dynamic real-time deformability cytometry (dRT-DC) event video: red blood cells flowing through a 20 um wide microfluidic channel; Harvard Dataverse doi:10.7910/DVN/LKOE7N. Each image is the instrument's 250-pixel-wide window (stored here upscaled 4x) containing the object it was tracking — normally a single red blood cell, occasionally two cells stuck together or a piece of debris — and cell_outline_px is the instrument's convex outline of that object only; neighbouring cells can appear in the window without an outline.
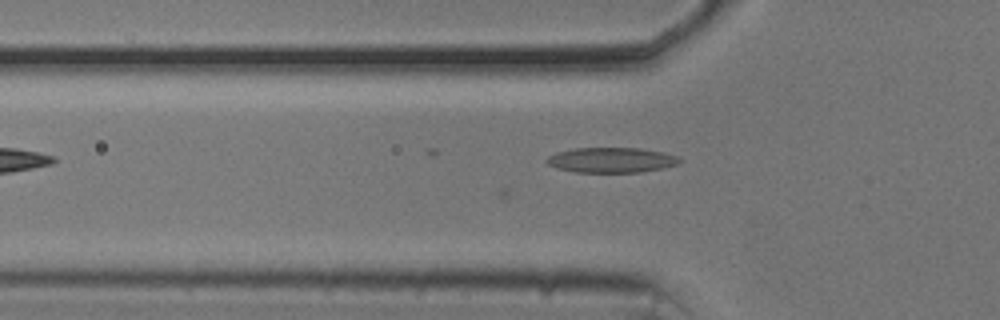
{"species": "common noctule bat (a hibernating species)", "species_latin": "Nyctalus noctula", "temperature_condition": "cold", "stored_images_in_passage": 20, "camera_frame_rate_fps": 3000, "um_per_image_px": 0.085, "animal": {"sex": "male", "body_mass_g": 20.5, "forearm_length_mm": 52.5}, "frame": {"image": 1, "passage_image": 3, "time_ms": 0.667, "image_size_px": [1000, 320], "cell_outline_px": [[680, 160], [676, 164], [660, 168], [640, 172], [576, 172], [556, 168], [548, 164], [544, 160], [548, 156], [556, 152], [576, 148], [640, 148], [664, 152], [676, 156]], "centroid_in_image_um": [51.9, 13.6], "position_along_channel_um": 73.9, "area_um2": 19.31}}
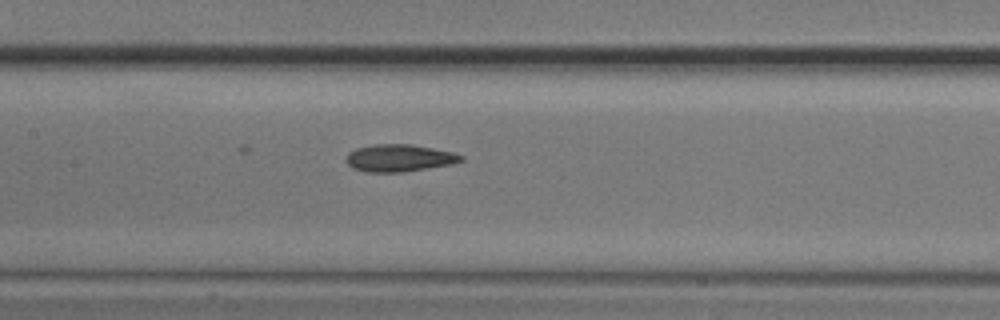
{"frame": {"image": 2, "passage_image": 11, "time_ms": 3.333, "image_size_px": [1000, 320], "cell_outline_px": [[464, 160], [452, 164], [404, 172], [368, 172], [352, 168], [344, 160], [348, 152], [356, 148], [376, 144], [412, 144], [452, 152], [464, 156]], "centroid_in_image_um": [33.92, 13.43], "position_along_channel_um": 173.5, "area_um2": 18.32}}
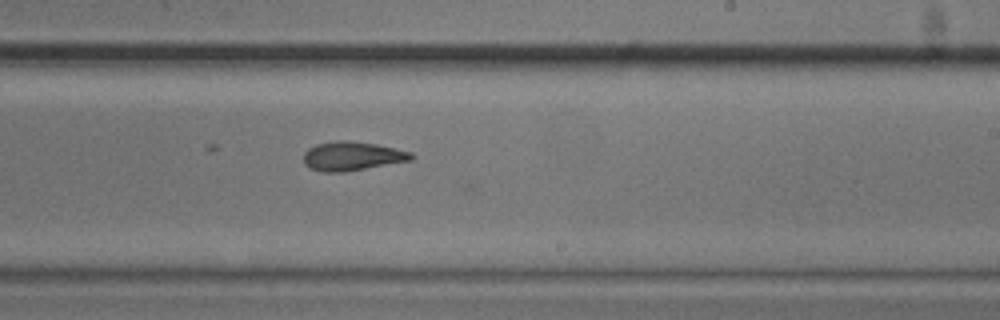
{"frame": {"image": 3, "passage_image": 18, "time_ms": 5.667, "image_size_px": [1000, 320], "cell_outline_px": [[416, 156], [412, 160], [344, 172], [324, 172], [308, 168], [304, 164], [304, 152], [308, 148], [316, 144], [336, 140], [344, 140], [376, 144], [396, 148], [412, 152]], "centroid_in_image_um": [29.93, 13.27], "position_along_channel_um": 259.1, "area_um2": 18.32}}